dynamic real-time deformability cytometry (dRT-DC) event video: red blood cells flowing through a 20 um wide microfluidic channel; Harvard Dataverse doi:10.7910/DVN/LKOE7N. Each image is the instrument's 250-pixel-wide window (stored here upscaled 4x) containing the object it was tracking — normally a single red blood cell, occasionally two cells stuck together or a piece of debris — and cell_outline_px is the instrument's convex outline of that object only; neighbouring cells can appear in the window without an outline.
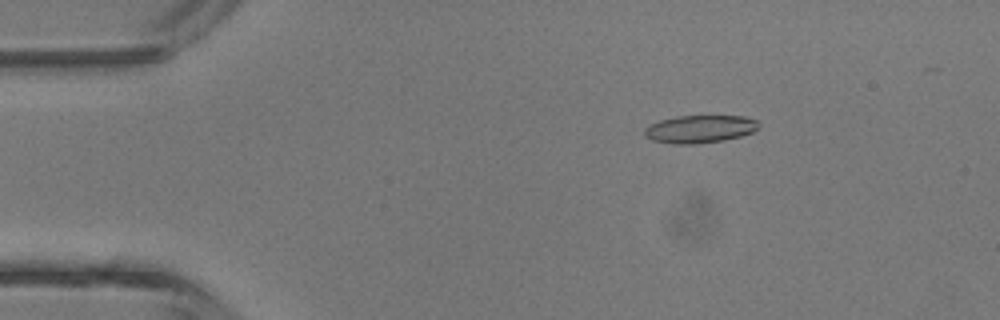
{"species": "common noctule bat (a hibernating species)", "species_latin": "Nyctalus noctula", "temperature_condition": "room temperature", "stored_images_in_passage": 3, "camera_frame_rate_fps": 3000, "um_per_image_px": 0.085, "animal": {"sex": "male", "body_mass_g": 13.3}, "frame": {"image": 1, "passage_image": 2, "time_ms": 1.0, "image_size_px": [1000, 320], "cell_outline_px": [[760, 128], [752, 132], [740, 136], [724, 140], [692, 144], [676, 144], [652, 140], [644, 136], [644, 128], [660, 120], [676, 116], [744, 116], [756, 120], [760, 124]], "centroid_in_image_um": [59.49, 10.96], "position_along_channel_um": 25.5, "area_um2": 18.44}}
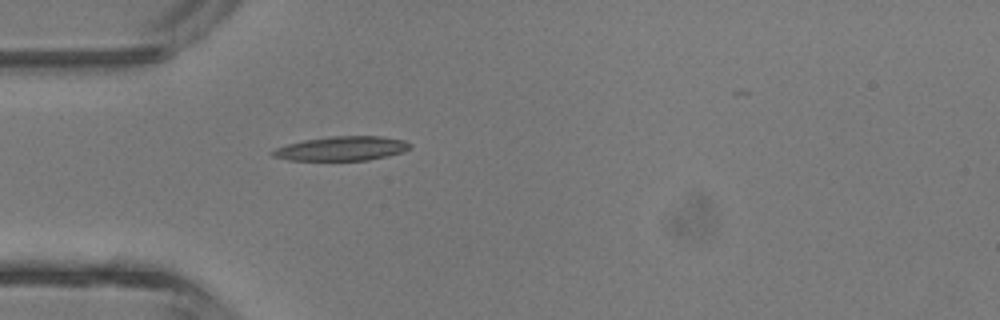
{"frame": {"image": 2, "passage_image": 3, "time_ms": 3.0, "image_size_px": [1000, 320], "cell_outline_px": [[412, 148], [404, 152], [388, 156], [368, 160], [288, 160], [272, 156], [272, 152], [276, 148], [288, 144], [304, 140], [332, 136], [380, 136], [404, 140], [412, 144]], "centroid_in_image_um": [29.11, 12.62], "position_along_channel_um": 55.9, "area_um2": 19.42}}